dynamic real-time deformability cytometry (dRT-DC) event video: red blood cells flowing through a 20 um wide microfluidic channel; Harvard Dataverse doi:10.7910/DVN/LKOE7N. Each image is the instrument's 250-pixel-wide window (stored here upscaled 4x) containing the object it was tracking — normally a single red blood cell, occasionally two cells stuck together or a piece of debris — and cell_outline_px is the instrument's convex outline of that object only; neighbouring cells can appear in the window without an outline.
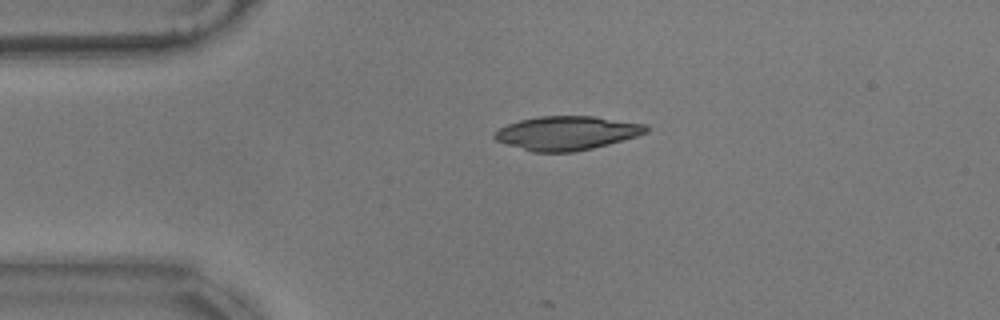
{"species": "common noctule bat (a hibernating species)", "species_latin": "Nyctalus noctula", "temperature_condition": "warm", "stored_images_in_passage": 13, "camera_frame_rate_fps": 3000, "um_per_image_px": 0.085, "animal": {"sex": "male", "body_mass_g": 17.9}, "frame": {"image": 1, "passage_image": 1, "time_ms": 0.0, "image_size_px": [1000, 320], "cell_outline_px": [[648, 132], [624, 140], [592, 148], [572, 152], [532, 152], [496, 140], [492, 136], [492, 132], [508, 124], [520, 120], [540, 116], [596, 116], [648, 124]], "centroid_in_image_um": [48.2, 11.3], "position_along_channel_um": 36.8, "area_um2": 30.0}}